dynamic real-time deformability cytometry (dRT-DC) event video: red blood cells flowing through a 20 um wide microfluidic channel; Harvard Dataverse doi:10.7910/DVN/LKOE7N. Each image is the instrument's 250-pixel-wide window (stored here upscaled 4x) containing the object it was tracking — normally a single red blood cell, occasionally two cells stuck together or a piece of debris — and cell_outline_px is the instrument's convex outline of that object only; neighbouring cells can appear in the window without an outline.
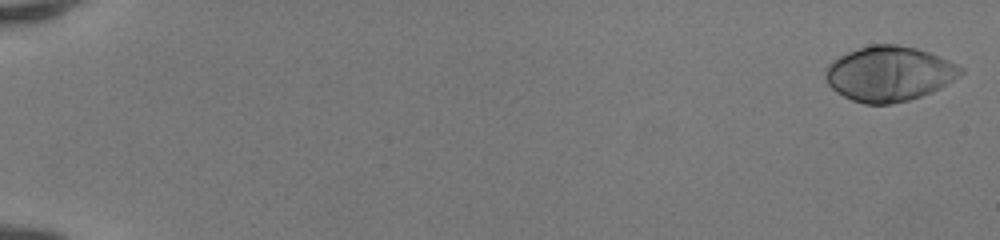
{"species": "human", "species_latin": "Homo sapiens", "temperature_condition": "room temperature", "stored_images_in_passage": 51, "camera_frame_rate_fps": 3000, "um_per_image_px": 0.085, "donor": {"sex": "female"}, "frame": {"image": 1, "passage_image": 1, "time_ms": 0.0, "image_size_px": [1000, 240], "cell_outline_px": [[964, 72], [960, 76], [940, 88], [932, 92], [908, 100], [888, 104], [864, 104], [852, 100], [836, 92], [828, 84], [824, 76], [824, 72], [828, 64], [832, 60], [856, 48], [872, 44], [896, 44], [916, 48], [940, 56], [964, 68]], "centroid_in_image_um": [75.57, 6.26], "position_along_channel_um": 9.4, "area_um2": 43.47}}
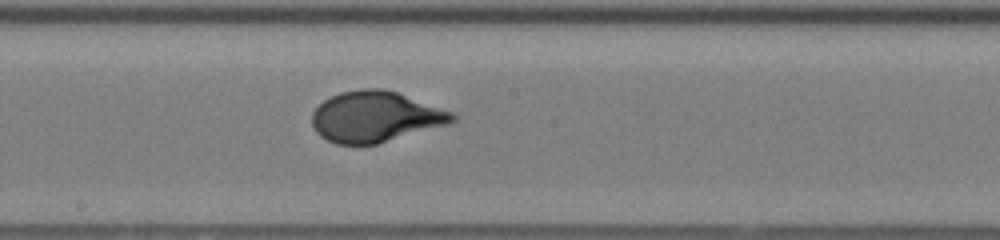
{"frame": {"image": 2, "passage_image": 30, "time_ms": 9.667, "image_size_px": [1000, 240], "cell_outline_px": [[456, 120], [448, 124], [376, 144], [336, 144], [320, 136], [316, 132], [312, 124], [312, 112], [324, 100], [340, 92], [364, 88], [380, 88], [396, 92], [452, 112], [456, 116]], "centroid_in_image_um": [31.88, 9.92], "position_along_channel_um": 216.3, "area_um2": 41.1}}
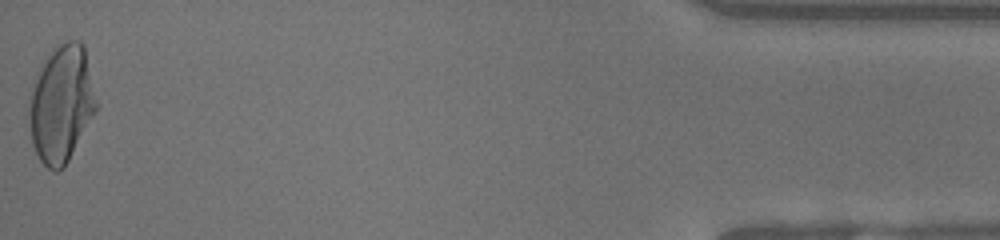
{"frame": {"image": 3, "passage_image": 51, "time_ms": 16.667, "image_size_px": [1000, 240], "cell_outline_px": [[96, 112], [64, 168], [56, 172], [52, 172], [40, 160], [32, 144], [28, 108], [32, 88], [36, 72], [44, 60], [56, 44], [68, 40], [80, 40], [84, 44], [96, 104]], "centroid_in_image_um": [5.2, 8.83], "position_along_channel_um": 430.0, "area_um2": 45.78}, "authors_computed_cell_mechanics": {"area_um2": 41.3848, "velocity_mm_per_s": 4.1571, "shape_relaxation_time_tau1_ms": 4.0395, "shape_relaxation_time_tau2_ms": null, "deformation_change_tau1": 0.2261, "deformation_change_tau2": null}}